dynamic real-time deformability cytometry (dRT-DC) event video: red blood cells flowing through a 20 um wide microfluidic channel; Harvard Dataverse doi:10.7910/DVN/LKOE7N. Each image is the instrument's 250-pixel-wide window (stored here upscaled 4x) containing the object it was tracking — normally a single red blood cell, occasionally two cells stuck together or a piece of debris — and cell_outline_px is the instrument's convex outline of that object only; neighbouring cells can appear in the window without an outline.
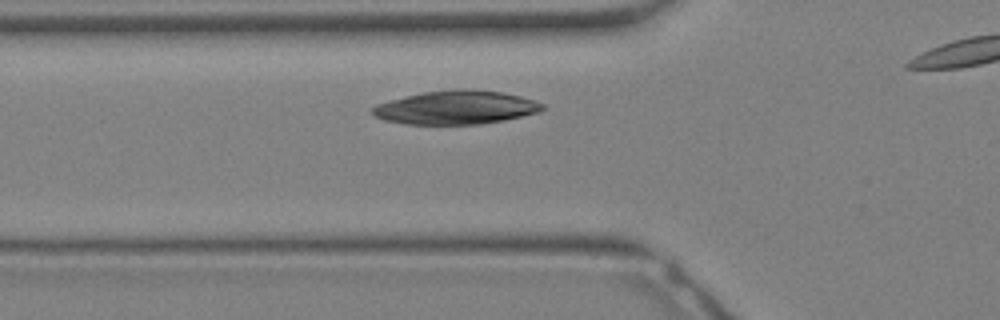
{"species": "Egyptian fruit bat (a non-hibernating species)", "species_latin": "Rousettus aegyptiacus", "temperature_condition": "warm", "stored_images_in_passage": 19, "camera_frame_rate_fps": 3000, "um_per_image_px": 0.085, "animal": {"sex": "female"}, "frame": {"image": 1, "passage_image": 3, "time_ms": 0.667, "image_size_px": [1000, 320], "cell_outline_px": [[544, 108], [540, 112], [504, 120], [480, 124], [404, 124], [384, 120], [372, 116], [372, 108], [376, 104], [388, 100], [404, 96], [424, 92], [452, 88], [464, 88], [504, 92], [520, 96], [544, 104]], "centroid_in_image_um": [38.72, 9.13], "position_along_channel_um": 87.1, "area_um2": 33.58}}
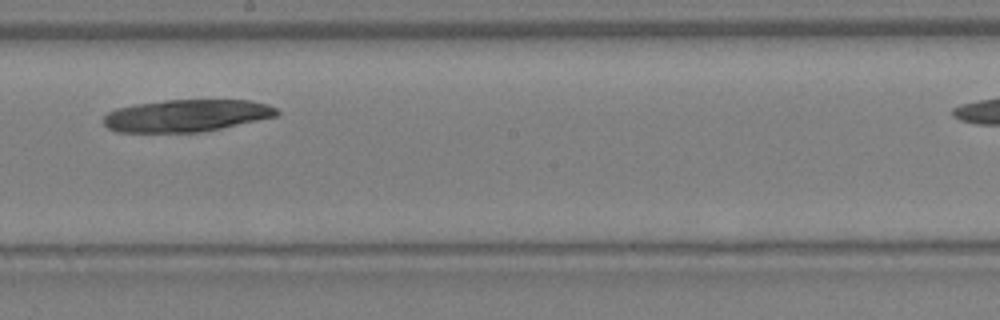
{"frame": {"image": 2, "passage_image": 10, "time_ms": 3.0, "image_size_px": [1000, 320], "cell_outline_px": [[280, 112], [276, 116], [220, 128], [200, 132], [116, 132], [108, 128], [104, 124], [104, 116], [108, 112], [116, 108], [132, 104], [164, 100], [252, 100], [268, 104], [276, 108]], "centroid_in_image_um": [15.82, 9.82], "position_along_channel_um": 232.4, "area_um2": 32.54}}
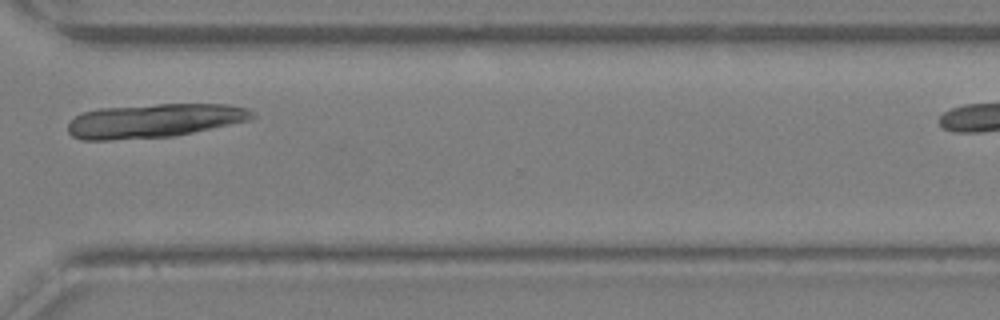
{"frame": {"image": 3, "passage_image": 16, "time_ms": 5.0, "image_size_px": [1000, 320], "cell_outline_px": [[256, 116], [252, 120], [172, 136], [112, 140], [80, 140], [72, 136], [68, 132], [68, 124], [76, 116], [84, 112], [100, 108], [156, 104], [228, 104], [248, 108], [256, 112]], "centroid_in_image_um": [13.14, 10.25], "position_along_channel_um": 357.5, "area_um2": 36.53}}